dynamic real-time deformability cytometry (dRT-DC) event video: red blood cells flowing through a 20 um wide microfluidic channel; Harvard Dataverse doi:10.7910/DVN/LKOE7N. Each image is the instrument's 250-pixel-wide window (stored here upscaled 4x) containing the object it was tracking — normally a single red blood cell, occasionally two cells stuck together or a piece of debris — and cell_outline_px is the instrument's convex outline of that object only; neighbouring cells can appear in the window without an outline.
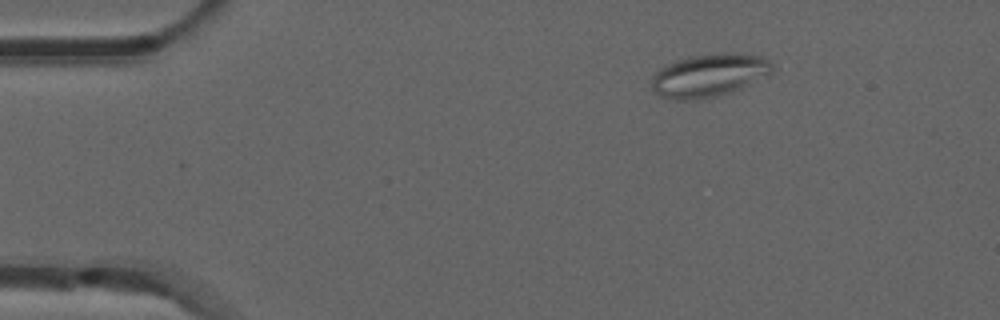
{"species": "common noctule bat (a hibernating species)", "species_latin": "Nyctalus noctula", "temperature_condition": "room temperature", "stored_images_in_passage": 46, "camera_frame_rate_fps": 3000, "um_per_image_px": 0.085, "animal": {"sex": "male", "forearm_length_mm": 52.5}, "frame": {"image": 1, "passage_image": 1, "time_ms": 0.0, "image_size_px": [1000, 320], "cell_outline_px": [[772, 68], [768, 72], [748, 84], [740, 88], [720, 96], [696, 100], [676, 100], [660, 96], [652, 88], [652, 76], [660, 68], [676, 60], [688, 56], [712, 52], [732, 52], [760, 56], [768, 60], [772, 64]], "centroid_in_image_um": [60.2, 6.39], "position_along_channel_um": 24.8, "area_um2": 30.11}}
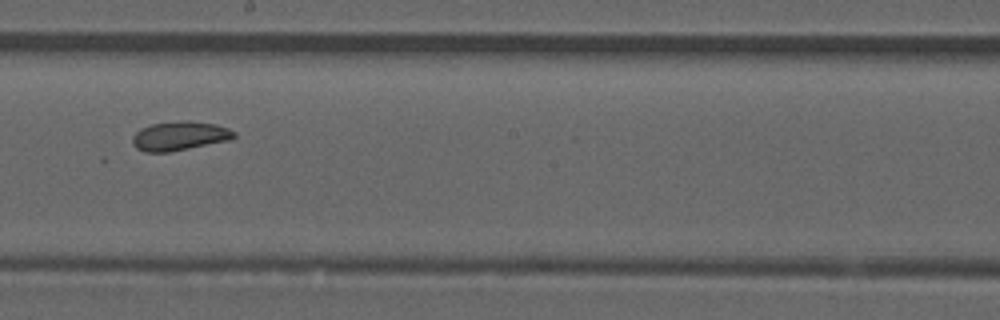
{"frame": {"image": 2, "passage_image": 23, "time_ms": 7.333, "image_size_px": [1000, 320], "cell_outline_px": [[236, 136], [228, 140], [168, 152], [144, 152], [136, 148], [132, 144], [132, 136], [140, 128], [152, 124], [184, 120], [188, 120], [216, 124], [228, 128], [236, 132]], "centroid_in_image_um": [15.24, 11.54], "position_along_channel_um": 233.0, "area_um2": 17.17}}
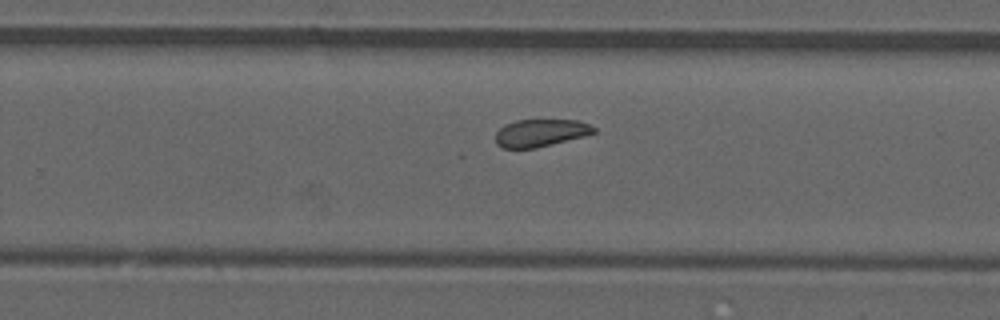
{"frame": {"image": 3, "passage_image": 27, "time_ms": 8.667, "image_size_px": [1000, 320], "cell_outline_px": [[596, 132], [584, 136], [536, 148], [500, 148], [496, 144], [496, 132], [504, 124], [516, 120], [576, 120], [588, 124], [596, 128]], "centroid_in_image_um": [45.92, 11.3], "position_along_channel_um": 283.9, "area_um2": 15.72}, "authors_computed_cell_mechanics": {"area_um2": 17.3111, "velocity_mm_per_s": 3.834, "shape_relaxation_time_tau1_ms": null, "shape_relaxation_time_tau2_ms": 6.8955, "deformation_change_tau1": null, "deformation_change_tau2": 0.1071}}